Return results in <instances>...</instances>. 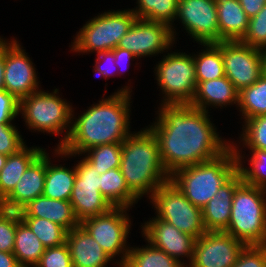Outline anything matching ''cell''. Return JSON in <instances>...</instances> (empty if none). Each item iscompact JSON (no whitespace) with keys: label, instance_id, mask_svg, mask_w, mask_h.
<instances>
[{"label":"cell","instance_id":"6da1fadb","mask_svg":"<svg viewBox=\"0 0 266 267\" xmlns=\"http://www.w3.org/2000/svg\"><path fill=\"white\" fill-rule=\"evenodd\" d=\"M210 112L190 104H160L156 121L149 125L155 135L163 167L169 175L177 169L217 158L230 146L211 123Z\"/></svg>","mask_w":266,"mask_h":267},{"label":"cell","instance_id":"7a4b0ae2","mask_svg":"<svg viewBox=\"0 0 266 267\" xmlns=\"http://www.w3.org/2000/svg\"><path fill=\"white\" fill-rule=\"evenodd\" d=\"M130 88L124 86L109 97L102 98L78 118H75L72 110L70 135L61 148L54 149L55 157H76L97 145L122 143L131 134Z\"/></svg>","mask_w":266,"mask_h":267},{"label":"cell","instance_id":"3957f363","mask_svg":"<svg viewBox=\"0 0 266 267\" xmlns=\"http://www.w3.org/2000/svg\"><path fill=\"white\" fill-rule=\"evenodd\" d=\"M120 170L138 200L143 195L150 199L158 187L170 180L160 158L157 139L148 126L131 133L122 142Z\"/></svg>","mask_w":266,"mask_h":267},{"label":"cell","instance_id":"277c9868","mask_svg":"<svg viewBox=\"0 0 266 267\" xmlns=\"http://www.w3.org/2000/svg\"><path fill=\"white\" fill-rule=\"evenodd\" d=\"M237 171V159L232 146L217 158L177 169L170 181L194 205L203 208Z\"/></svg>","mask_w":266,"mask_h":267},{"label":"cell","instance_id":"5b68a950","mask_svg":"<svg viewBox=\"0 0 266 267\" xmlns=\"http://www.w3.org/2000/svg\"><path fill=\"white\" fill-rule=\"evenodd\" d=\"M247 245H266V189L241 183L224 231Z\"/></svg>","mask_w":266,"mask_h":267},{"label":"cell","instance_id":"8992f818","mask_svg":"<svg viewBox=\"0 0 266 267\" xmlns=\"http://www.w3.org/2000/svg\"><path fill=\"white\" fill-rule=\"evenodd\" d=\"M59 95V89L53 92L39 89L29 96L19 100V114L23 116L28 129L42 133L60 135L57 148H61L67 141L72 128V105Z\"/></svg>","mask_w":266,"mask_h":267},{"label":"cell","instance_id":"52a82bcc","mask_svg":"<svg viewBox=\"0 0 266 267\" xmlns=\"http://www.w3.org/2000/svg\"><path fill=\"white\" fill-rule=\"evenodd\" d=\"M136 18L131 9L109 10L93 17L77 32L71 51L88 54L115 49Z\"/></svg>","mask_w":266,"mask_h":267},{"label":"cell","instance_id":"ba28073f","mask_svg":"<svg viewBox=\"0 0 266 267\" xmlns=\"http://www.w3.org/2000/svg\"><path fill=\"white\" fill-rule=\"evenodd\" d=\"M166 54L154 68L156 83L164 94L160 104H190L197 85L193 55Z\"/></svg>","mask_w":266,"mask_h":267},{"label":"cell","instance_id":"9c48e42d","mask_svg":"<svg viewBox=\"0 0 266 267\" xmlns=\"http://www.w3.org/2000/svg\"><path fill=\"white\" fill-rule=\"evenodd\" d=\"M157 214L155 217L168 222L195 239L207 232L202 209L194 206L170 180L158 187L150 198Z\"/></svg>","mask_w":266,"mask_h":267},{"label":"cell","instance_id":"30bf717a","mask_svg":"<svg viewBox=\"0 0 266 267\" xmlns=\"http://www.w3.org/2000/svg\"><path fill=\"white\" fill-rule=\"evenodd\" d=\"M128 209L130 210L128 207H112L107 213L87 218L80 223L112 260H116V255H121V259L116 261L119 266L125 264L130 248L127 238L132 224Z\"/></svg>","mask_w":266,"mask_h":267},{"label":"cell","instance_id":"8fae6325","mask_svg":"<svg viewBox=\"0 0 266 267\" xmlns=\"http://www.w3.org/2000/svg\"><path fill=\"white\" fill-rule=\"evenodd\" d=\"M75 165L76 179L70 196L74 214L81 223L107 213L112 206L100 192V175L84 157Z\"/></svg>","mask_w":266,"mask_h":267},{"label":"cell","instance_id":"7c38bea8","mask_svg":"<svg viewBox=\"0 0 266 267\" xmlns=\"http://www.w3.org/2000/svg\"><path fill=\"white\" fill-rule=\"evenodd\" d=\"M215 44L222 52L225 76L239 92L254 84L263 74L259 49L240 41H221Z\"/></svg>","mask_w":266,"mask_h":267},{"label":"cell","instance_id":"4fadbf2b","mask_svg":"<svg viewBox=\"0 0 266 267\" xmlns=\"http://www.w3.org/2000/svg\"><path fill=\"white\" fill-rule=\"evenodd\" d=\"M174 43L168 24L136 18L117 47L129 50L139 59L168 52Z\"/></svg>","mask_w":266,"mask_h":267},{"label":"cell","instance_id":"5bb4252c","mask_svg":"<svg viewBox=\"0 0 266 267\" xmlns=\"http://www.w3.org/2000/svg\"><path fill=\"white\" fill-rule=\"evenodd\" d=\"M246 245L224 231H207L195 240L187 267H233Z\"/></svg>","mask_w":266,"mask_h":267},{"label":"cell","instance_id":"9a60e30c","mask_svg":"<svg viewBox=\"0 0 266 267\" xmlns=\"http://www.w3.org/2000/svg\"><path fill=\"white\" fill-rule=\"evenodd\" d=\"M176 19L196 43H219L216 0H179Z\"/></svg>","mask_w":266,"mask_h":267},{"label":"cell","instance_id":"2e32d148","mask_svg":"<svg viewBox=\"0 0 266 267\" xmlns=\"http://www.w3.org/2000/svg\"><path fill=\"white\" fill-rule=\"evenodd\" d=\"M5 39V90L18 100L38 91L39 82L35 65L20 43L14 39ZM10 40V41H9Z\"/></svg>","mask_w":266,"mask_h":267},{"label":"cell","instance_id":"e0dca14e","mask_svg":"<svg viewBox=\"0 0 266 267\" xmlns=\"http://www.w3.org/2000/svg\"><path fill=\"white\" fill-rule=\"evenodd\" d=\"M143 224L141 225L142 237L144 236L145 241L174 257L185 267L187 265L181 259L187 257L188 264H191L196 240L193 236L181 232L173 225L156 217L150 218Z\"/></svg>","mask_w":266,"mask_h":267},{"label":"cell","instance_id":"ac0fdd59","mask_svg":"<svg viewBox=\"0 0 266 267\" xmlns=\"http://www.w3.org/2000/svg\"><path fill=\"white\" fill-rule=\"evenodd\" d=\"M46 175V149L29 165L14 189L1 201L2 208L20 211L42 196Z\"/></svg>","mask_w":266,"mask_h":267},{"label":"cell","instance_id":"d6986e66","mask_svg":"<svg viewBox=\"0 0 266 267\" xmlns=\"http://www.w3.org/2000/svg\"><path fill=\"white\" fill-rule=\"evenodd\" d=\"M241 183V175L236 171L202 208L203 223L207 231H225L227 229L235 190Z\"/></svg>","mask_w":266,"mask_h":267},{"label":"cell","instance_id":"ffe728a7","mask_svg":"<svg viewBox=\"0 0 266 267\" xmlns=\"http://www.w3.org/2000/svg\"><path fill=\"white\" fill-rule=\"evenodd\" d=\"M66 243L73 267H107L106 265L112 261L81 225L67 233Z\"/></svg>","mask_w":266,"mask_h":267},{"label":"cell","instance_id":"44dd1931","mask_svg":"<svg viewBox=\"0 0 266 267\" xmlns=\"http://www.w3.org/2000/svg\"><path fill=\"white\" fill-rule=\"evenodd\" d=\"M234 105L238 108L239 91L234 84L223 76L218 79L199 82L196 85V93L190 105L196 109L208 112L209 106L221 109L227 105ZM217 106V107H216Z\"/></svg>","mask_w":266,"mask_h":267},{"label":"cell","instance_id":"7402d4cb","mask_svg":"<svg viewBox=\"0 0 266 267\" xmlns=\"http://www.w3.org/2000/svg\"><path fill=\"white\" fill-rule=\"evenodd\" d=\"M20 217H38L47 219L64 227L68 232L80 223L77 220L70 201L39 196L19 211Z\"/></svg>","mask_w":266,"mask_h":267},{"label":"cell","instance_id":"603a6c76","mask_svg":"<svg viewBox=\"0 0 266 267\" xmlns=\"http://www.w3.org/2000/svg\"><path fill=\"white\" fill-rule=\"evenodd\" d=\"M219 42L241 41L248 29L249 18L239 0H216Z\"/></svg>","mask_w":266,"mask_h":267},{"label":"cell","instance_id":"cb8c5ba5","mask_svg":"<svg viewBox=\"0 0 266 267\" xmlns=\"http://www.w3.org/2000/svg\"><path fill=\"white\" fill-rule=\"evenodd\" d=\"M45 150L38 146L25 145L17 153L8 156L0 171V201H2L19 182L29 165Z\"/></svg>","mask_w":266,"mask_h":267},{"label":"cell","instance_id":"d4e9b609","mask_svg":"<svg viewBox=\"0 0 266 267\" xmlns=\"http://www.w3.org/2000/svg\"><path fill=\"white\" fill-rule=\"evenodd\" d=\"M46 152V175L43 196L69 201L76 179L75 164L71 168L53 164ZM52 163V164H51Z\"/></svg>","mask_w":266,"mask_h":267},{"label":"cell","instance_id":"484cf974","mask_svg":"<svg viewBox=\"0 0 266 267\" xmlns=\"http://www.w3.org/2000/svg\"><path fill=\"white\" fill-rule=\"evenodd\" d=\"M45 246L21 219L17 211V227L13 254L21 267H35L45 251Z\"/></svg>","mask_w":266,"mask_h":267},{"label":"cell","instance_id":"4316f807","mask_svg":"<svg viewBox=\"0 0 266 267\" xmlns=\"http://www.w3.org/2000/svg\"><path fill=\"white\" fill-rule=\"evenodd\" d=\"M100 192L112 207H128L138 202L130 192L120 168H113L100 175Z\"/></svg>","mask_w":266,"mask_h":267},{"label":"cell","instance_id":"83f0119b","mask_svg":"<svg viewBox=\"0 0 266 267\" xmlns=\"http://www.w3.org/2000/svg\"><path fill=\"white\" fill-rule=\"evenodd\" d=\"M179 0H137L138 4L131 9L138 19L161 22L168 24L171 28L174 40L176 31L174 29ZM174 24V25H173Z\"/></svg>","mask_w":266,"mask_h":267},{"label":"cell","instance_id":"f1b7e54d","mask_svg":"<svg viewBox=\"0 0 266 267\" xmlns=\"http://www.w3.org/2000/svg\"><path fill=\"white\" fill-rule=\"evenodd\" d=\"M200 45L204 49L193 54L197 84L225 76L221 49L215 43Z\"/></svg>","mask_w":266,"mask_h":267},{"label":"cell","instance_id":"f546056e","mask_svg":"<svg viewBox=\"0 0 266 267\" xmlns=\"http://www.w3.org/2000/svg\"><path fill=\"white\" fill-rule=\"evenodd\" d=\"M231 142L237 159V171L240 173L242 182L250 185L266 189V150L250 149L251 157L249 158L250 167H245L242 155V149H239V144L235 145ZM244 156V157H243ZM243 160V161H242Z\"/></svg>","mask_w":266,"mask_h":267},{"label":"cell","instance_id":"4dcf8cb0","mask_svg":"<svg viewBox=\"0 0 266 267\" xmlns=\"http://www.w3.org/2000/svg\"><path fill=\"white\" fill-rule=\"evenodd\" d=\"M144 247H130L126 262L120 267H185L149 242Z\"/></svg>","mask_w":266,"mask_h":267},{"label":"cell","instance_id":"1f68e13d","mask_svg":"<svg viewBox=\"0 0 266 267\" xmlns=\"http://www.w3.org/2000/svg\"><path fill=\"white\" fill-rule=\"evenodd\" d=\"M238 108L244 121L266 115V75L262 74L254 84L239 92Z\"/></svg>","mask_w":266,"mask_h":267},{"label":"cell","instance_id":"d6a6232c","mask_svg":"<svg viewBox=\"0 0 266 267\" xmlns=\"http://www.w3.org/2000/svg\"><path fill=\"white\" fill-rule=\"evenodd\" d=\"M121 151L122 143H112L91 147L82 155L85 154L84 158L102 175L110 169L120 168Z\"/></svg>","mask_w":266,"mask_h":267},{"label":"cell","instance_id":"836d02e7","mask_svg":"<svg viewBox=\"0 0 266 267\" xmlns=\"http://www.w3.org/2000/svg\"><path fill=\"white\" fill-rule=\"evenodd\" d=\"M45 248L66 243L68 231L57 223L38 217H21Z\"/></svg>","mask_w":266,"mask_h":267},{"label":"cell","instance_id":"e575fe53","mask_svg":"<svg viewBox=\"0 0 266 267\" xmlns=\"http://www.w3.org/2000/svg\"><path fill=\"white\" fill-rule=\"evenodd\" d=\"M239 136L240 143L248 149L266 150V115L246 119Z\"/></svg>","mask_w":266,"mask_h":267},{"label":"cell","instance_id":"d590c367","mask_svg":"<svg viewBox=\"0 0 266 267\" xmlns=\"http://www.w3.org/2000/svg\"><path fill=\"white\" fill-rule=\"evenodd\" d=\"M240 42L259 50L266 48V4L249 19L247 32Z\"/></svg>","mask_w":266,"mask_h":267},{"label":"cell","instance_id":"8d00e7d4","mask_svg":"<svg viewBox=\"0 0 266 267\" xmlns=\"http://www.w3.org/2000/svg\"><path fill=\"white\" fill-rule=\"evenodd\" d=\"M17 211L0 208V251L13 253Z\"/></svg>","mask_w":266,"mask_h":267},{"label":"cell","instance_id":"74e56055","mask_svg":"<svg viewBox=\"0 0 266 267\" xmlns=\"http://www.w3.org/2000/svg\"><path fill=\"white\" fill-rule=\"evenodd\" d=\"M24 139L13 124H0V154L9 156L25 146Z\"/></svg>","mask_w":266,"mask_h":267},{"label":"cell","instance_id":"f35d334b","mask_svg":"<svg viewBox=\"0 0 266 267\" xmlns=\"http://www.w3.org/2000/svg\"><path fill=\"white\" fill-rule=\"evenodd\" d=\"M35 267H73L67 243L46 248Z\"/></svg>","mask_w":266,"mask_h":267},{"label":"cell","instance_id":"ab89813d","mask_svg":"<svg viewBox=\"0 0 266 267\" xmlns=\"http://www.w3.org/2000/svg\"><path fill=\"white\" fill-rule=\"evenodd\" d=\"M233 267H266V245H247Z\"/></svg>","mask_w":266,"mask_h":267},{"label":"cell","instance_id":"60d3db41","mask_svg":"<svg viewBox=\"0 0 266 267\" xmlns=\"http://www.w3.org/2000/svg\"><path fill=\"white\" fill-rule=\"evenodd\" d=\"M19 115V100L7 90H0V124H12Z\"/></svg>","mask_w":266,"mask_h":267},{"label":"cell","instance_id":"b9f144b4","mask_svg":"<svg viewBox=\"0 0 266 267\" xmlns=\"http://www.w3.org/2000/svg\"><path fill=\"white\" fill-rule=\"evenodd\" d=\"M108 62V64L110 65V67H104L101 62ZM115 57H114V52L111 51H104V52H99L97 53V57H96V61H95V67H94V72L95 74L98 73V76H103L104 80L105 79H109L110 77L115 75V72L113 71L114 68L113 67H117V65L115 64ZM111 62V64H110ZM106 66V65H105Z\"/></svg>","mask_w":266,"mask_h":267},{"label":"cell","instance_id":"7bdbcfd3","mask_svg":"<svg viewBox=\"0 0 266 267\" xmlns=\"http://www.w3.org/2000/svg\"><path fill=\"white\" fill-rule=\"evenodd\" d=\"M239 2L249 19L258 14L266 4V0H239Z\"/></svg>","mask_w":266,"mask_h":267},{"label":"cell","instance_id":"ee69618b","mask_svg":"<svg viewBox=\"0 0 266 267\" xmlns=\"http://www.w3.org/2000/svg\"><path fill=\"white\" fill-rule=\"evenodd\" d=\"M112 51L114 52V57H115V61L114 62L117 65V67L123 66L121 64H125V66H126V64L127 65L129 64L128 62H130V60H133L134 58L135 59L137 58L132 52H130L127 49H122V48L116 47ZM123 71H124V69H123Z\"/></svg>","mask_w":266,"mask_h":267},{"label":"cell","instance_id":"f6af8a7d","mask_svg":"<svg viewBox=\"0 0 266 267\" xmlns=\"http://www.w3.org/2000/svg\"><path fill=\"white\" fill-rule=\"evenodd\" d=\"M4 72H5V39H3L0 36V90L5 89Z\"/></svg>","mask_w":266,"mask_h":267},{"label":"cell","instance_id":"bcb514c9","mask_svg":"<svg viewBox=\"0 0 266 267\" xmlns=\"http://www.w3.org/2000/svg\"><path fill=\"white\" fill-rule=\"evenodd\" d=\"M0 267H21L13 253L0 251Z\"/></svg>","mask_w":266,"mask_h":267},{"label":"cell","instance_id":"7dc6e473","mask_svg":"<svg viewBox=\"0 0 266 267\" xmlns=\"http://www.w3.org/2000/svg\"><path fill=\"white\" fill-rule=\"evenodd\" d=\"M260 51H261V56H262L263 74L266 75V48H264Z\"/></svg>","mask_w":266,"mask_h":267},{"label":"cell","instance_id":"c3c4849f","mask_svg":"<svg viewBox=\"0 0 266 267\" xmlns=\"http://www.w3.org/2000/svg\"><path fill=\"white\" fill-rule=\"evenodd\" d=\"M7 158H8V156L0 154V171L4 167V165L6 164Z\"/></svg>","mask_w":266,"mask_h":267}]
</instances>
